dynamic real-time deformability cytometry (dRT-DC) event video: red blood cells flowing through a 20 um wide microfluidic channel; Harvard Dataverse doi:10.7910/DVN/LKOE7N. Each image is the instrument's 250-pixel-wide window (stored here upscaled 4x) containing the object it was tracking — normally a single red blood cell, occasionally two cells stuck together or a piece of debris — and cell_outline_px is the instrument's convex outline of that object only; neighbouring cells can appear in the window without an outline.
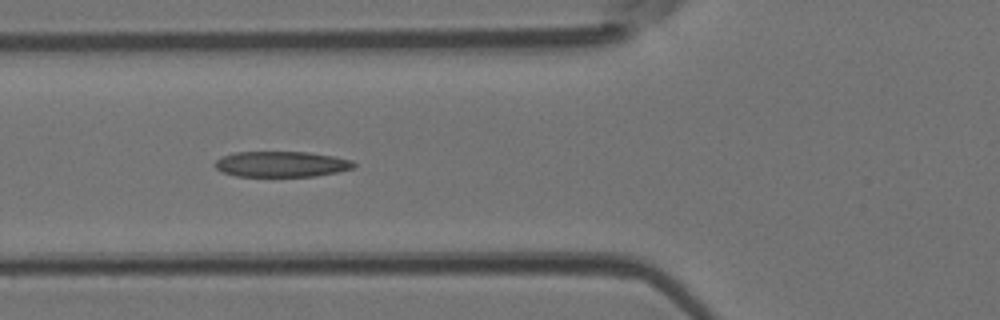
{"species": "Egyptian fruit bat (a non-hibernating species)", "species_latin": "Rousettus aegyptiacus", "temperature_condition": "room temperature", "stored_images_in_passage": 7, "camera_frame_rate_fps": 3000, "um_per_image_px": 0.085, "animal": {"sex": "female"}, "frame": {"image": 1, "passage_image": 5, "time_ms": 1.333, "image_size_px": [1000, 320], "cell_outline_px": [[356, 164], [352, 168], [336, 172], [316, 176], [236, 176], [220, 172], [212, 164], [216, 160], [224, 156], [236, 152], [308, 152], [332, 156], [352, 160]], "centroid_in_image_um": [23.88, 13.95], "position_along_channel_um": 101.9, "area_um2": 20.69}}
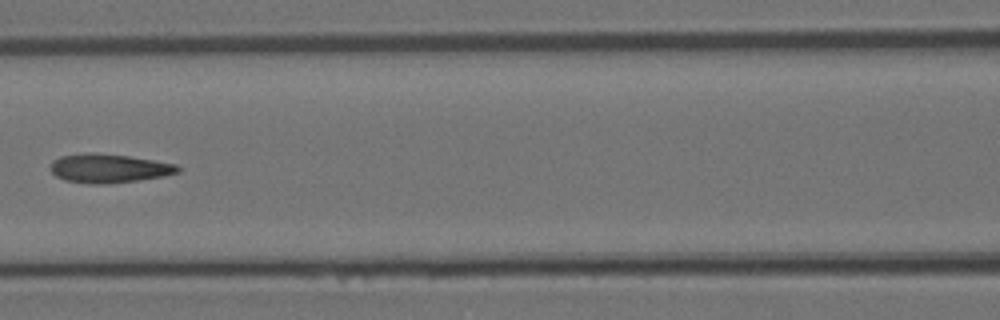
{"frame": {"image": 2, "passage_image": 6, "time_ms": 1.667, "image_size_px": [1000, 320], "cell_outline_px": [[180, 172], [164, 176], [140, 180], [108, 184], [92, 184], [64, 180], [56, 176], [48, 168], [52, 160], [60, 156], [88, 152], [96, 152], [128, 156], [176, 164], [180, 168]], "centroid_in_image_um": [9.22, 14.31], "position_along_channel_um": 157.4, "area_um2": 21.68}}
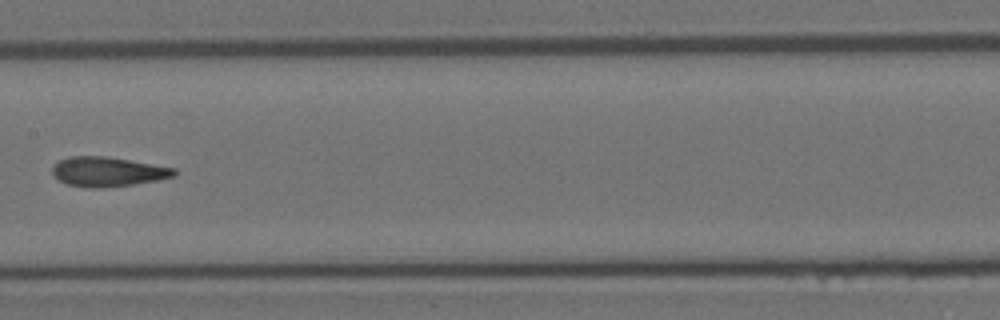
{"frame": {"image": 3, "passage_image": 7, "time_ms": 2.0, "image_size_px": [1000, 320], "cell_outline_px": [[180, 172], [176, 176], [156, 180], [132, 184], [104, 188], [88, 188], [68, 184], [52, 176], [52, 164], [68, 156], [104, 156], [176, 168]], "centroid_in_image_um": [9.15, 14.59], "position_along_channel_um": 198.3, "area_um2": 21.1}}